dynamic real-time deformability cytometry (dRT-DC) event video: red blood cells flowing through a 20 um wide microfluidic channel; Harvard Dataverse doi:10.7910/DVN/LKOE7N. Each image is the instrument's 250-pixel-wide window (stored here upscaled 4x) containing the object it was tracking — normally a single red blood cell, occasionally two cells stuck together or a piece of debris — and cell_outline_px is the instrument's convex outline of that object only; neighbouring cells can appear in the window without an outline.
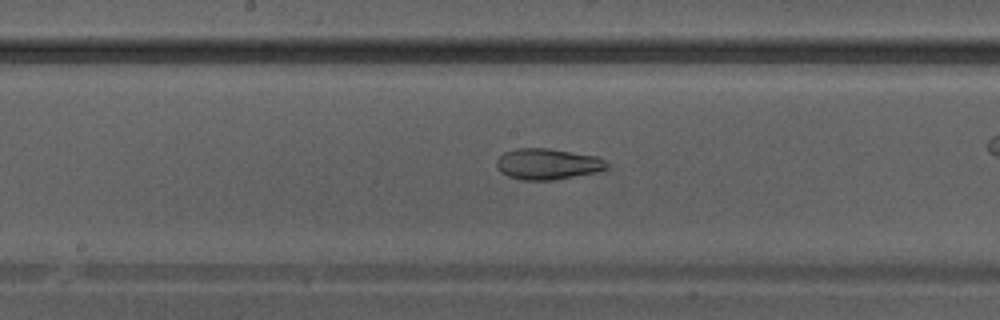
{"species": "Egyptian fruit bat (a non-hibernating species)", "species_latin": "Rousettus aegyptiacus", "temperature_condition": "warm", "stored_images_in_passage": 21, "camera_frame_rate_fps": 3000, "um_per_image_px": 0.085, "animal": {"sex": "male"}, "frame": {"image": 1, "passage_image": 15, "time_ms": 4.667, "image_size_px": [1000, 320], "cell_outline_px": [[612, 168], [596, 172], [552, 180], [520, 180], [508, 176], [500, 172], [496, 164], [496, 160], [504, 152], [516, 148], [548, 148], [596, 156], [604, 160]], "centroid_in_image_um": [46.54, 13.94], "position_along_channel_um": 201.7, "area_um2": 20.0}}